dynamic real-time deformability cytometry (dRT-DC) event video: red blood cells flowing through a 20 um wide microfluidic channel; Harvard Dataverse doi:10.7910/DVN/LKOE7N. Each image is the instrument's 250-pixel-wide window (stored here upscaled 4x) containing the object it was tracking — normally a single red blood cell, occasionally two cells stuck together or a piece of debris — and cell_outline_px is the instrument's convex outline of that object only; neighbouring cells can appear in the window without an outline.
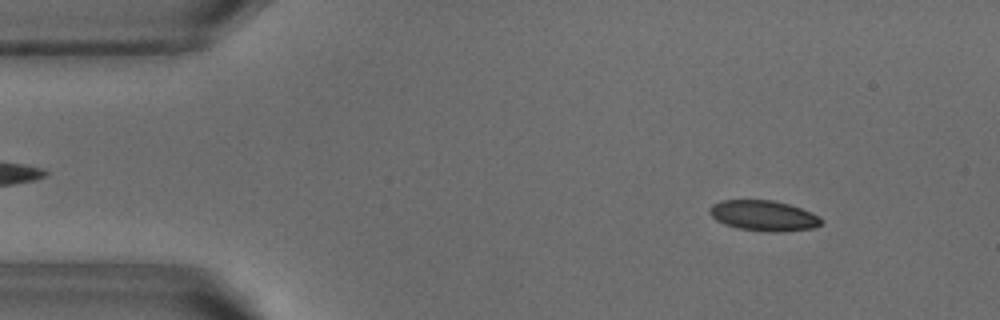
{"species": "common noctule bat (a hibernating species)", "species_latin": "Nyctalus noctula", "temperature_condition": "warm", "stored_images_in_passage": 51, "camera_frame_rate_fps": 3000, "um_per_image_px": 0.085, "animal": {"sex": "male", "body_mass_g": 18.8}, "frame": {"image": 1, "passage_image": 5, "time_ms": 1.333, "image_size_px": [1000, 320], "cell_outline_px": [[824, 220], [820, 224], [812, 228], [776, 232], [740, 228], [724, 224], [716, 220], [708, 212], [708, 208], [712, 204], [720, 200], [772, 200], [788, 204], [812, 212], [820, 216]], "centroid_in_image_um": [64.89, 18.31], "position_along_channel_um": 20.1, "area_um2": 19.71}}
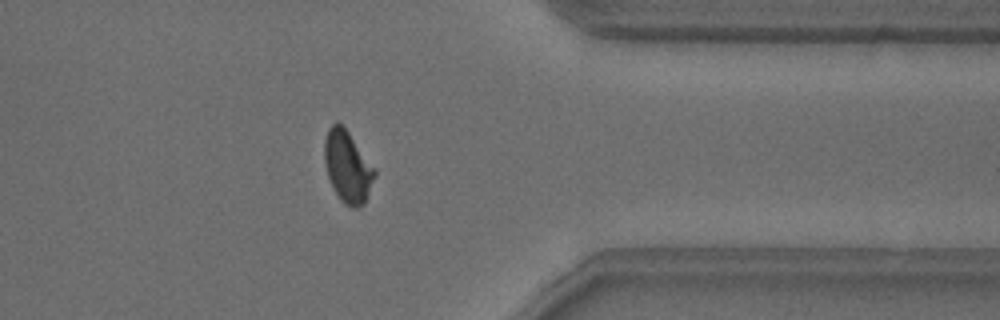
{"frame": {"image": 2, "passage_image": 40, "time_ms": 13.0, "image_size_px": [1000, 320], "cell_outline_px": [[376, 176], [364, 204], [356, 208], [352, 208], [344, 204], [340, 200], [328, 176], [324, 160], [324, 140], [328, 128], [336, 120], [344, 124], [376, 168]], "centroid_in_image_um": [29.56, 14.11], "position_along_channel_um": 381.8, "area_um2": 21.44}}
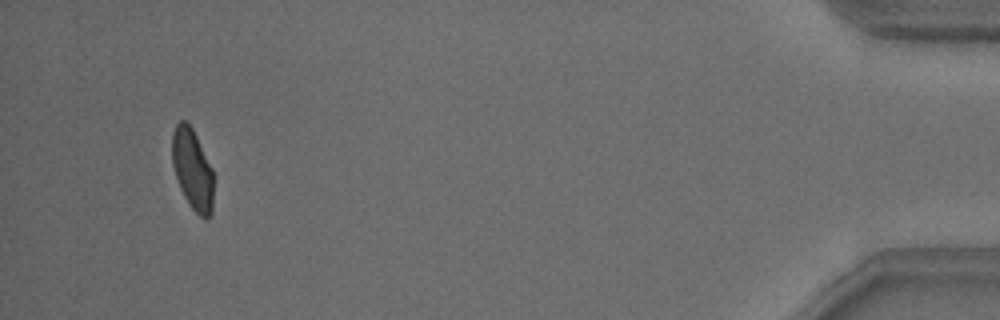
{"frame": {"image": 3, "passage_image": 48, "time_ms": 15.667, "image_size_px": [1000, 320], "cell_outline_px": [[212, 212], [208, 220], [204, 220], [188, 204], [180, 188], [172, 164], [172, 132], [176, 124], [180, 120], [184, 120], [192, 128], [212, 168]], "centroid_in_image_um": [16.34, 14.41], "position_along_channel_um": 418.9, "area_um2": 19.36}, "authors_computed_cell_mechanics": {"area_um2": 20.519, "velocity_mm_per_s": 3.8386, "shape_relaxation_time_tau1_ms": 3.9816, "shape_relaxation_time_tau2_ms": 0.8522, "deformation_change_tau1": 0.1295, "deformation_change_tau2": 0.0548}}